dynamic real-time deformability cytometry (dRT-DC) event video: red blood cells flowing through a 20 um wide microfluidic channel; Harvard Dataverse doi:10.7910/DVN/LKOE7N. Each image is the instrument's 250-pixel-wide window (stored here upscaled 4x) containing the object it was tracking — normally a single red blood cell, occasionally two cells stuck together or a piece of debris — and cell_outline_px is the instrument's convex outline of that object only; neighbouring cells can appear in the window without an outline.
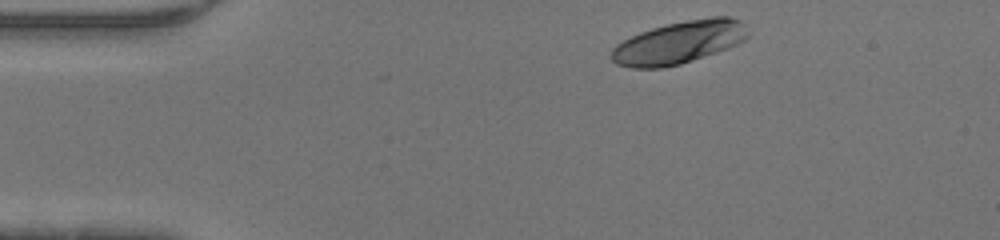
{"species": "human", "species_latin": "Homo sapiens", "temperature_condition": "warm", "stored_images_in_passage": 40, "camera_frame_rate_fps": 3000, "um_per_image_px": 0.085, "donor": {"sex": "male"}, "frame": {"image": 1, "passage_image": 1, "time_ms": 0.0, "image_size_px": [1000, 240], "cell_outline_px": [[748, 36], [744, 40], [728, 48], [680, 64], [660, 68], [632, 68], [616, 64], [608, 56], [612, 48], [616, 44], [640, 32], [652, 28], [668, 24], [688, 20], [712, 16], [728, 16], [740, 20], [744, 24], [748, 32]], "centroid_in_image_um": [57.69, 3.61], "position_along_channel_um": 27.3, "area_um2": 33.81}}
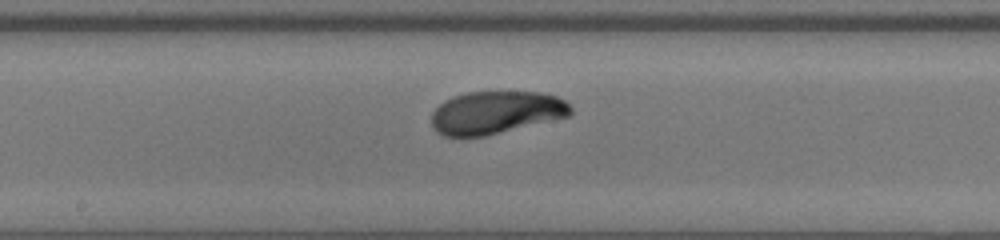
{"frame": {"image": 2, "passage_image": 18, "time_ms": 5.667, "image_size_px": [1000, 240], "cell_outline_px": [[572, 112], [568, 116], [484, 136], [460, 140], [444, 136], [436, 132], [432, 128], [432, 112], [444, 100], [452, 96], [468, 92], [540, 92], [556, 96], [564, 100], [572, 108]], "centroid_in_image_um": [42.07, 9.59], "position_along_channel_um": 206.1, "area_um2": 35.03}}
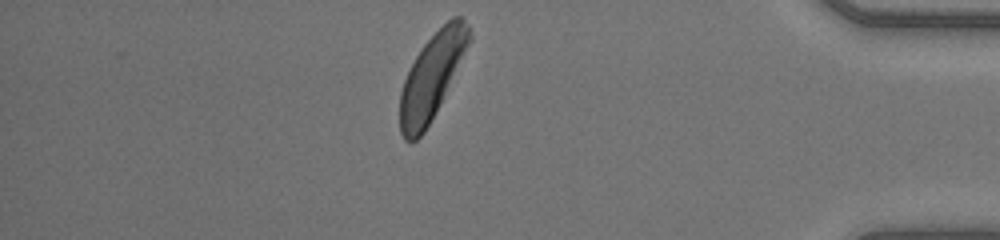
{"frame": {"image": 3, "passage_image": 34, "time_ms": 11.0, "image_size_px": [1000, 240], "cell_outline_px": [[472, 40], [424, 132], [416, 140], [404, 140], [400, 132], [400, 92], [404, 80], [420, 48], [452, 16], [460, 16], [464, 20], [472, 36]], "centroid_in_image_um": [36.7, 6.47], "position_along_channel_um": 398.5, "area_um2": 33.41}}